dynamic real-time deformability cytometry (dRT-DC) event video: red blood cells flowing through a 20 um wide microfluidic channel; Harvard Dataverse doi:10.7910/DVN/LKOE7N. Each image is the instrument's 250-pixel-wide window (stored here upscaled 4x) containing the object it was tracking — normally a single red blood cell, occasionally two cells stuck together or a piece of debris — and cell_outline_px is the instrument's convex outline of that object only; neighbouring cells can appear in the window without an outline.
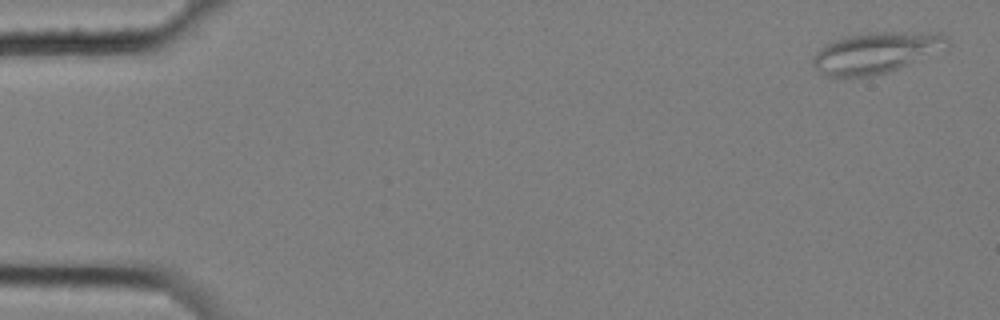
{"species": "common noctule bat (a hibernating species)", "species_latin": "Nyctalus noctula", "temperature_condition": "cold", "stored_images_in_passage": 5, "camera_frame_rate_fps": 3000, "um_per_image_px": 0.085, "animal": {"sex": "female", "body_mass_g": 25.1}, "frame": {"image": 1, "passage_image": 1, "time_ms": 0.0, "image_size_px": [1000, 320], "cell_outline_px": [[952, 44], [948, 48], [920, 60], [888, 72], [868, 76], [828, 76], [820, 72], [812, 64], [812, 56], [824, 44], [844, 36], [868, 32], [940, 32], [948, 36], [952, 40]], "centroid_in_image_um": [74.54, 4.45], "position_along_channel_um": 10.5, "area_um2": 32.66}}